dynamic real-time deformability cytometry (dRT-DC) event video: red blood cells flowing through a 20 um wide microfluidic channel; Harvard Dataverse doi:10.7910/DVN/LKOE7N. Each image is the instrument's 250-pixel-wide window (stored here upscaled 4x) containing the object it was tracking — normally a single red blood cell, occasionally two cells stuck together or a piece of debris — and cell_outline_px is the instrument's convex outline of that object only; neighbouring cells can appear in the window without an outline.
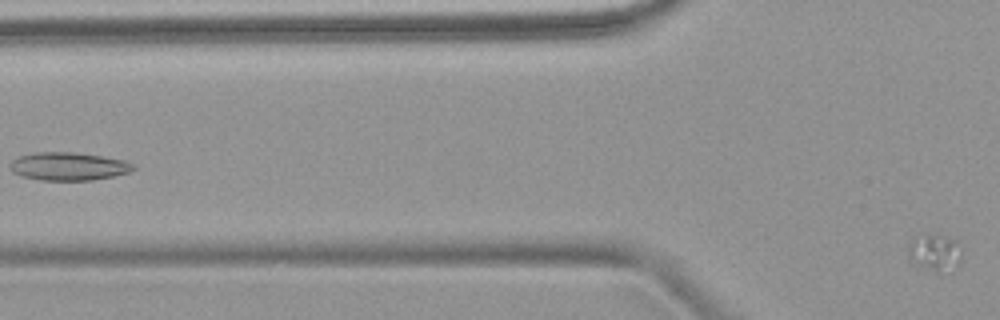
{"species": "common noctule bat (a hibernating species)", "species_latin": "Nyctalus noctula", "temperature_condition": "warm", "stored_images_in_passage": 3, "camera_frame_rate_fps": 3000, "um_per_image_px": 0.085, "animal": {"sex": "female", "body_mass_g": 18.4}, "frame": {"image": 1, "passage_image": 3, "time_ms": 2.333, "image_size_px": [1000, 320], "cell_outline_px": [[960, 256], [956, 268], [952, 272], [936, 272], [912, 260], [908, 256], [908, 244], [912, 236], [928, 232], [956, 240], [960, 252]], "centroid_in_image_um": [79.43, 21.42], "position_along_channel_um": 46.4, "area_um2": 11.56}}